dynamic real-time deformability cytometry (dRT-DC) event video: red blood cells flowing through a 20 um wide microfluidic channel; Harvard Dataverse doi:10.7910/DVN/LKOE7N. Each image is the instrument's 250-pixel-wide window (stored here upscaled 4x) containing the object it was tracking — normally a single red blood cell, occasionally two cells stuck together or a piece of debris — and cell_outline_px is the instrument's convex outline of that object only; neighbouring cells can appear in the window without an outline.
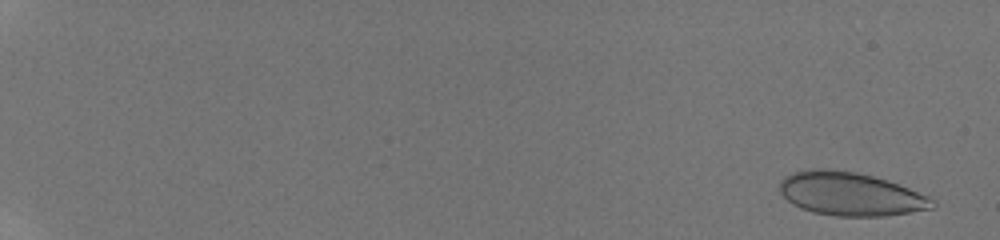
{"species": "human", "species_latin": "Homo sapiens", "temperature_condition": "room temperature", "stored_images_in_passage": 9, "camera_frame_rate_fps": 3000, "um_per_image_px": 0.085, "donor": {"sex": "male"}, "frame": {"image": 1, "passage_image": 3, "time_ms": 0.667, "image_size_px": [1000, 240], "cell_outline_px": [[936, 204], [932, 208], [884, 216], [836, 216], [816, 212], [800, 208], [788, 200], [780, 192], [780, 180], [784, 176], [792, 172], [812, 168], [828, 168], [856, 172], [888, 180], [928, 196], [936, 200]], "centroid_in_image_um": [72.27, 16.47], "position_along_channel_um": 12.7, "area_um2": 38.55}}